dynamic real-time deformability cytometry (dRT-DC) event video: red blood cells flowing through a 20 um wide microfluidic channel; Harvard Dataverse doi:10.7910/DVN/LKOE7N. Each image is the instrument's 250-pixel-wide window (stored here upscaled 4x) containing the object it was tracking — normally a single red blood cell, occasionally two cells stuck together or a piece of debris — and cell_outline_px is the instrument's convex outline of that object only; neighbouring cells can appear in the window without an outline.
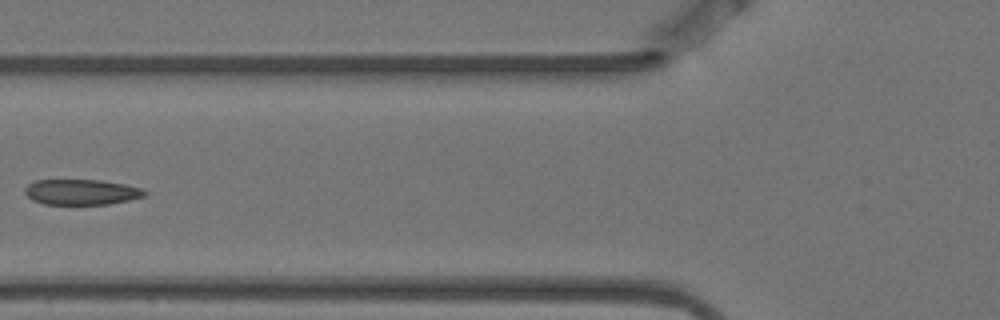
{"species": "Egyptian fruit bat (a non-hibernating species)", "species_latin": "Rousettus aegyptiacus", "temperature_condition": "warm", "stored_images_in_passage": 8, "camera_frame_rate_fps": 3000, "um_per_image_px": 0.085, "animal": {"sex": "female"}, "frame": {"image": 1, "passage_image": 6, "time_ms": 1.667, "image_size_px": [1000, 320], "cell_outline_px": [[148, 192], [144, 196], [128, 200], [108, 204], [44, 204], [32, 200], [24, 192], [24, 188], [28, 184], [36, 180], [100, 180], [124, 184], [140, 188]], "centroid_in_image_um": [6.89, 16.32], "position_along_channel_um": 118.9, "area_um2": 17.69}}
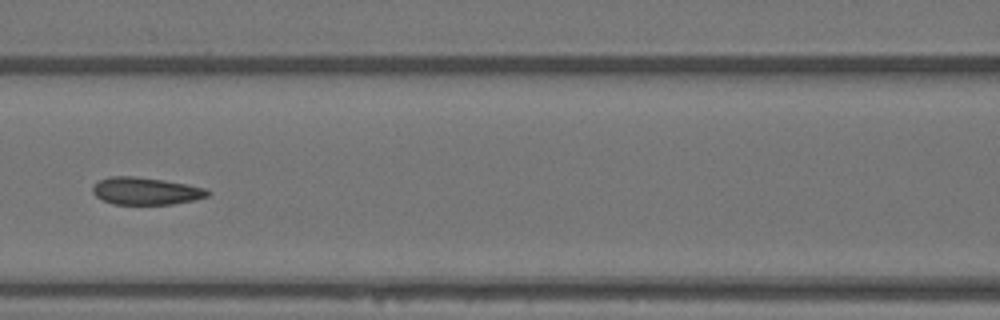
{"frame": {"image": 2, "passage_image": 7, "time_ms": 2.0, "image_size_px": [1000, 320], "cell_outline_px": [[212, 192], [208, 196], [196, 200], [172, 204], [112, 204], [96, 196], [92, 192], [92, 188], [100, 180], [108, 176], [136, 176], [164, 180], [204, 188]], "centroid_in_image_um": [12.4, 16.24], "position_along_channel_um": 154.2, "area_um2": 18.26}}
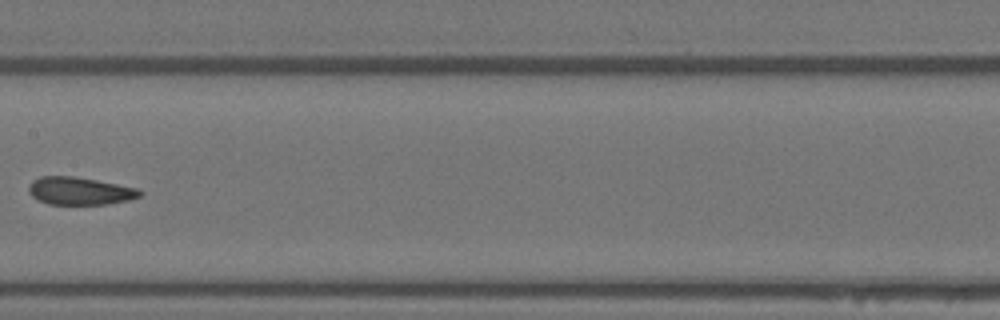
{"frame": {"image": 3, "passage_image": 8, "time_ms": 2.333, "image_size_px": [1000, 320], "cell_outline_px": [[144, 192], [140, 196], [128, 200], [108, 204], [48, 204], [32, 196], [28, 192], [28, 188], [32, 180], [40, 176], [72, 176], [96, 180], [140, 188]], "centroid_in_image_um": [6.8, 16.22], "position_along_channel_um": 200.6, "area_um2": 17.98}}